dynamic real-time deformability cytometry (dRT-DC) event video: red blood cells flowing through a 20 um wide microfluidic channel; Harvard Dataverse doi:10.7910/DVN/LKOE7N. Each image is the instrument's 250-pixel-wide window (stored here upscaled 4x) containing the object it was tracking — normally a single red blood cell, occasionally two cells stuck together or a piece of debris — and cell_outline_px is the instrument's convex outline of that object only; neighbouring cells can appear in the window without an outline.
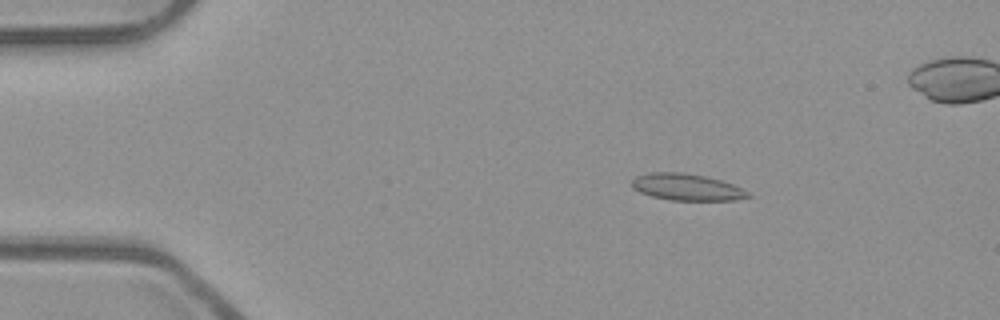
{"species": "common noctule bat (a hibernating species)", "species_latin": "Nyctalus noctula", "temperature_condition": "room temperature", "stored_images_in_passage": 54, "camera_frame_rate_fps": 3000, "um_per_image_px": 0.085, "animal": {"sex": "male", "body_mass_g": 23.1, "forearm_length_mm": 52.7}, "frame": {"image": 1, "passage_image": 9, "time_ms": 2.667, "image_size_px": [1000, 320], "cell_outline_px": [[752, 196], [736, 200], [672, 200], [652, 196], [640, 192], [632, 188], [632, 180], [636, 176], [648, 172], [684, 172], [704, 176], [720, 180], [732, 184], [748, 192]], "centroid_in_image_um": [58.35, 15.9], "position_along_channel_um": 26.7, "area_um2": 17.98}}
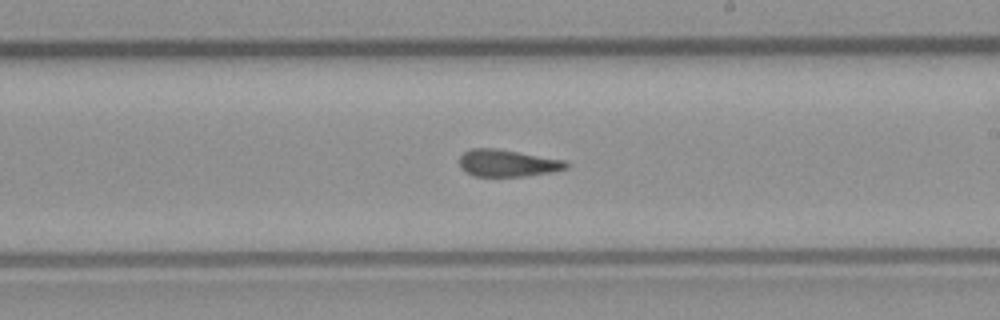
{"frame": {"image": 2, "passage_image": 31, "time_ms": 10.0, "image_size_px": [1000, 320], "cell_outline_px": [[568, 168], [552, 172], [524, 176], [472, 176], [464, 172], [460, 168], [460, 156], [464, 152], [472, 148], [496, 148], [564, 160], [568, 164]], "centroid_in_image_um": [43.1, 13.87], "position_along_channel_um": 245.9, "area_um2": 16.82}}
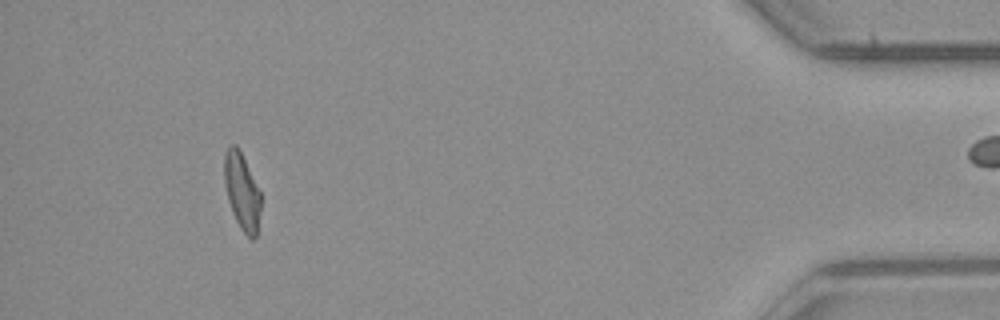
{"frame": {"image": 3, "passage_image": 49, "time_ms": 16.0, "image_size_px": [1000, 320], "cell_outline_px": [[260, 208], [256, 236], [252, 240], [240, 228], [232, 212], [228, 200], [224, 184], [224, 156], [228, 148], [232, 144], [236, 144], [260, 192]], "centroid_in_image_um": [20.54, 16.29], "position_along_channel_um": 414.7, "area_um2": 15.9}, "authors_computed_cell_mechanics": {"area_um2": 17.4556, "velocity_mm_per_s": 3.9405, "shape_relaxation_time_tau1_ms": null, "shape_relaxation_time_tau2_ms": 2.4178, "deformation_change_tau1": null, "deformation_change_tau2": 0.1066}}